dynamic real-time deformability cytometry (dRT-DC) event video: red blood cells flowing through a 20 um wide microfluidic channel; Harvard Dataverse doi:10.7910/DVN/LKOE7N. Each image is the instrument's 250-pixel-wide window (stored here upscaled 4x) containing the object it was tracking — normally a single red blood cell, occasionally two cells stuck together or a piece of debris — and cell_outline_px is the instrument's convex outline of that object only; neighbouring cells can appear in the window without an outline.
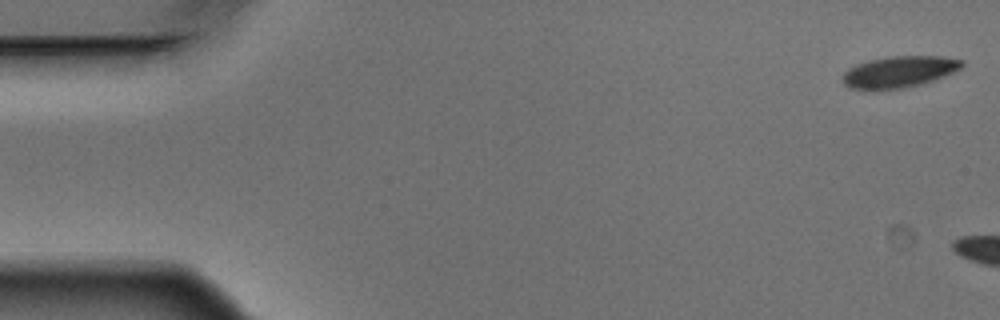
{"species": "Egyptian fruit bat (a non-hibernating species)", "species_latin": "Rousettus aegyptiacus", "temperature_condition": "warm", "stored_images_in_passage": 4, "camera_frame_rate_fps": 3000, "um_per_image_px": 0.085, "animal": {"sex": "male"}, "frame": {"image": 1, "passage_image": 1, "time_ms": 0.0, "image_size_px": [1000, 320], "cell_outline_px": [[964, 64], [960, 68], [944, 76], [920, 84], [900, 88], [872, 92], [848, 88], [844, 84], [844, 72], [848, 68], [856, 64], [868, 60], [888, 56], [940, 56], [964, 60]], "centroid_in_image_um": [76.36, 6.12], "position_along_channel_um": 8.6, "area_um2": 22.14}}